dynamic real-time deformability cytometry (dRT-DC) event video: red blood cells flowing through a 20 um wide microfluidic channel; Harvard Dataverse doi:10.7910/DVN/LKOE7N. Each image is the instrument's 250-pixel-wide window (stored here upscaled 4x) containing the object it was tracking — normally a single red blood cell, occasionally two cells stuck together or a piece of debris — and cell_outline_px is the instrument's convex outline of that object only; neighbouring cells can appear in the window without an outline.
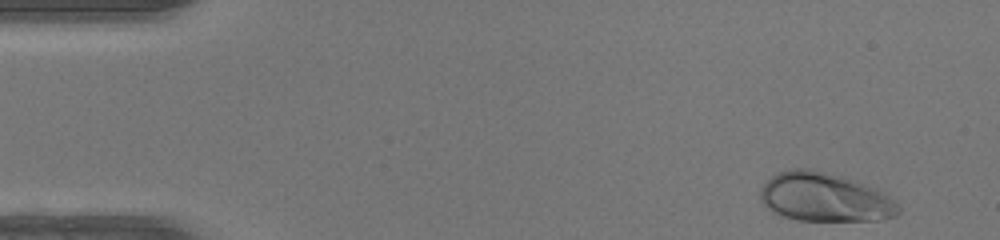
{"species": "human", "species_latin": "Homo sapiens", "temperature_condition": "warm", "stored_images_in_passage": 47, "camera_frame_rate_fps": 3000, "um_per_image_px": 0.085, "donor": {"sex": "female"}, "frame": {"image": 1, "passage_image": 2, "time_ms": 0.333, "image_size_px": [1000, 240], "cell_outline_px": [[900, 212], [896, 216], [880, 220], [796, 220], [780, 216], [772, 212], [764, 204], [760, 196], [760, 188], [772, 176], [780, 172], [792, 168], [812, 168], [844, 176], [856, 180], [876, 188], [884, 192], [896, 200], [900, 208]], "centroid_in_image_um": [70.13, 16.76], "position_along_channel_um": 14.9, "area_um2": 39.77}}
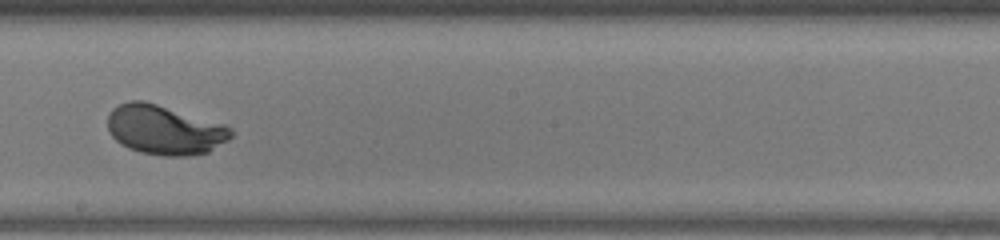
{"frame": {"image": 2, "passage_image": 26, "time_ms": 8.333, "image_size_px": [1000, 240], "cell_outline_px": [[236, 132], [228, 140], [208, 152], [188, 156], [164, 156], [140, 152], [128, 148], [120, 144], [108, 132], [108, 112], [112, 108], [128, 100], [144, 100], [224, 124], [232, 128]], "centroid_in_image_um": [13.98, 11.04], "position_along_channel_um": 234.2, "area_um2": 35.84}}
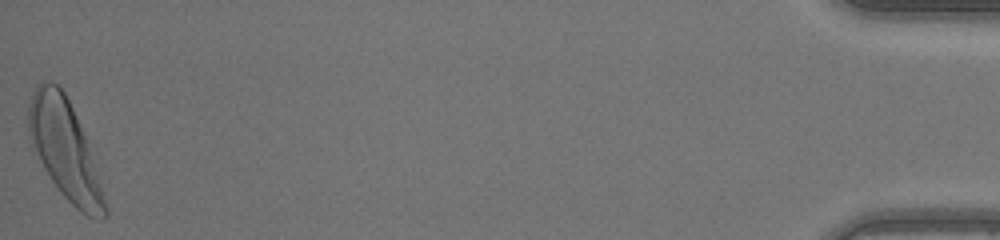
{"frame": {"image": 3, "passage_image": 47, "time_ms": 15.333, "image_size_px": [1000, 240], "cell_outline_px": [[108, 216], [88, 216], [80, 212], [60, 192], [44, 168], [32, 144], [28, 132], [28, 104], [32, 92], [36, 84], [44, 80], [48, 80], [56, 84], [64, 92], [72, 108], [84, 136], [108, 208]], "centroid_in_image_um": [5.46, 12.67], "position_along_channel_um": 429.7, "area_um2": 42.66}, "authors_computed_cell_mechanics": {"area_um2": 35.7204, "velocity_mm_per_s": 4.2452, "shape_relaxation_time_tau1_ms": 2.0173, "shape_relaxation_time_tau2_ms": null, "deformation_change_tau1": 0.1599, "deformation_change_tau2": null}}